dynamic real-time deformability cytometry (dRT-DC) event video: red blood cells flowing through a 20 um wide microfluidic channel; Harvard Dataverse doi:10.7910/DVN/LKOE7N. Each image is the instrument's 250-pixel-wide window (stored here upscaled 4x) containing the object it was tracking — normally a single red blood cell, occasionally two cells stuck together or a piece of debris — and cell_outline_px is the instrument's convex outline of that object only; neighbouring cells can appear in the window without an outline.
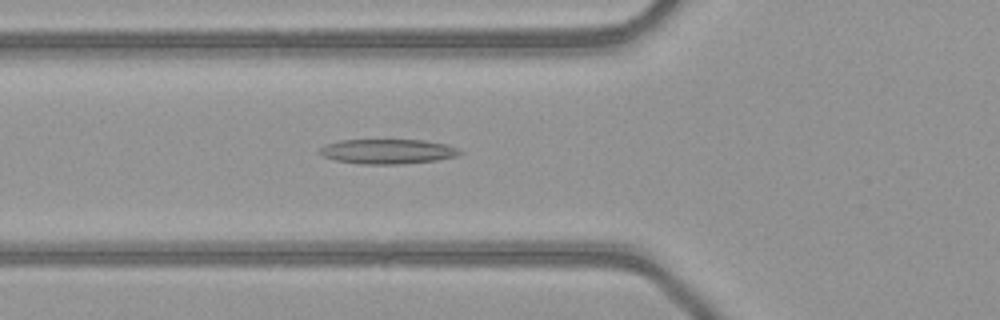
{"species": "common noctule bat (a hibernating species)", "species_latin": "Nyctalus noctula", "temperature_condition": "warm", "stored_images_in_passage": 44, "camera_frame_rate_fps": 3000, "um_per_image_px": 0.085, "animal": {"sex": "female", "body_mass_g": 21.9}, "frame": {"image": 1, "passage_image": 16, "time_ms": 5.0, "image_size_px": [1000, 320], "cell_outline_px": [[464, 152], [456, 156], [436, 160], [400, 164], [360, 164], [336, 160], [324, 156], [316, 152], [324, 144], [340, 140], [424, 140], [444, 144], [456, 148]], "centroid_in_image_um": [32.9, 12.87], "position_along_channel_um": 92.9, "area_um2": 20.17}}
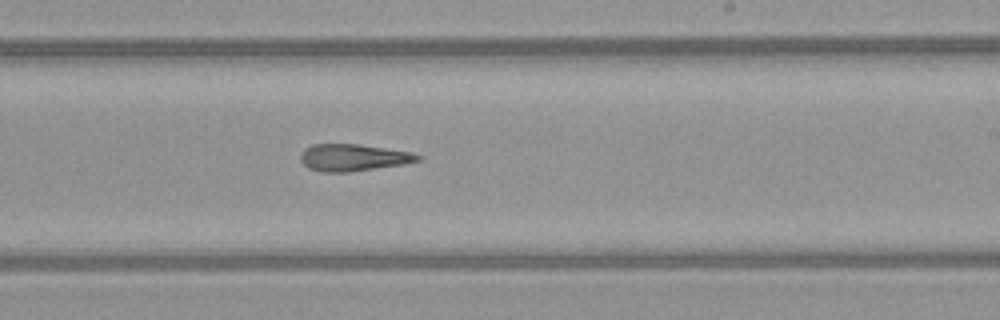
{"frame": {"image": 2, "passage_image": 28, "time_ms": 9.0, "image_size_px": [1000, 320], "cell_outline_px": [[420, 160], [404, 164], [348, 172], [324, 172], [308, 168], [300, 160], [300, 156], [304, 148], [312, 144], [360, 144], [412, 152], [420, 156]], "centroid_in_image_um": [30.0, 13.38], "position_along_channel_um": 259.0, "area_um2": 18.38}}
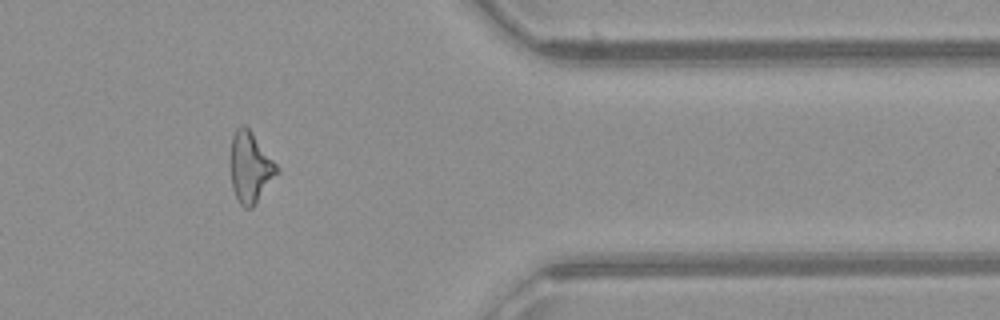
{"frame": {"image": 3, "passage_image": 39, "time_ms": 12.667, "image_size_px": [1000, 320], "cell_outline_px": [[280, 172], [256, 204], [252, 208], [244, 208], [240, 204], [232, 188], [228, 160], [232, 136], [236, 128], [240, 124], [244, 124], [252, 132], [280, 168]], "centroid_in_image_um": [21.25, 14.22], "position_along_channel_um": 390.1, "area_um2": 19.83}}